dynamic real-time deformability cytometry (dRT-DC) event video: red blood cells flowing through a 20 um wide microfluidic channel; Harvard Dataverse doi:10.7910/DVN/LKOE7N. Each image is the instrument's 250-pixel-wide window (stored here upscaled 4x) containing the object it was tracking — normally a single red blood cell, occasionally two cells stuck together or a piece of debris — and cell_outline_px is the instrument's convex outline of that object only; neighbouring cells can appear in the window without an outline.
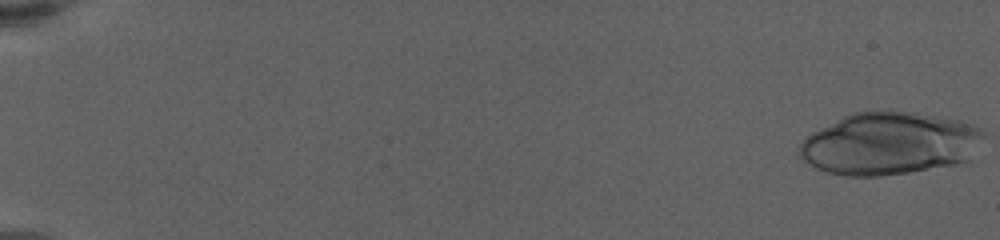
{"species": "human", "species_latin": "Homo sapiens", "temperature_condition": "warm", "stored_images_in_passage": 32, "camera_frame_rate_fps": 3000, "um_per_image_px": 0.085, "donor": {"sex": "female"}, "frame": {"image": 1, "passage_image": 1, "time_ms": 0.0, "image_size_px": [1000, 240], "cell_outline_px": [[984, 136], [968, 160], [956, 164], [908, 172], [880, 176], [844, 176], [828, 172], [816, 168], [804, 160], [800, 156], [800, 144], [812, 132], [852, 112], [916, 112], [956, 120], [972, 124], [980, 128], [984, 132]], "centroid_in_image_um": [75.6, 12.21], "position_along_channel_um": 9.4, "area_um2": 66.35}}